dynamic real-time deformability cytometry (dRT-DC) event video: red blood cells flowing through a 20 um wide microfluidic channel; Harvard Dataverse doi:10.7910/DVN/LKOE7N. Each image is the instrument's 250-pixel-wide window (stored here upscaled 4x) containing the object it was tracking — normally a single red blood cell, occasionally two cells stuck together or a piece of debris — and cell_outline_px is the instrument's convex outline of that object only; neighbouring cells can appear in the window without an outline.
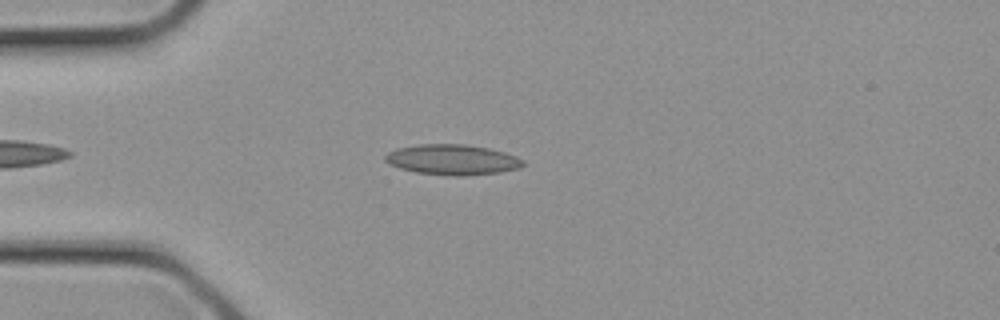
{"species": "common noctule bat (a hibernating species)", "species_latin": "Nyctalus noctula", "temperature_condition": "cold", "stored_images_in_passage": 17, "camera_frame_rate_fps": 3000, "um_per_image_px": 0.085, "animal": {"sex": "female", "body_mass_g": 21.9}, "frame": {"image": 1, "passage_image": 4, "time_ms": 1.0, "image_size_px": [1000, 320], "cell_outline_px": [[524, 164], [520, 168], [500, 172], [468, 176], [452, 176], [416, 172], [400, 168], [384, 160], [384, 156], [388, 152], [396, 148], [420, 144], [464, 144], [488, 148], [504, 152], [516, 156], [524, 160]], "centroid_in_image_um": [38.47, 13.57], "position_along_channel_um": 46.5, "area_um2": 24.45}}
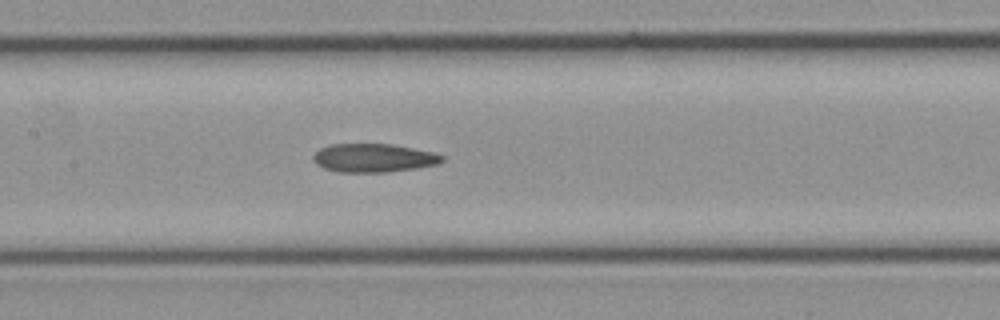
{"frame": {"image": 2, "passage_image": 10, "time_ms": 3.0, "image_size_px": [1000, 320], "cell_outline_px": [[444, 160], [440, 164], [416, 168], [384, 172], [340, 172], [324, 168], [316, 164], [312, 160], [312, 156], [320, 148], [328, 144], [392, 144], [436, 152], [444, 156]], "centroid_in_image_um": [31.78, 13.42], "position_along_channel_um": 175.6, "area_um2": 21.62}}
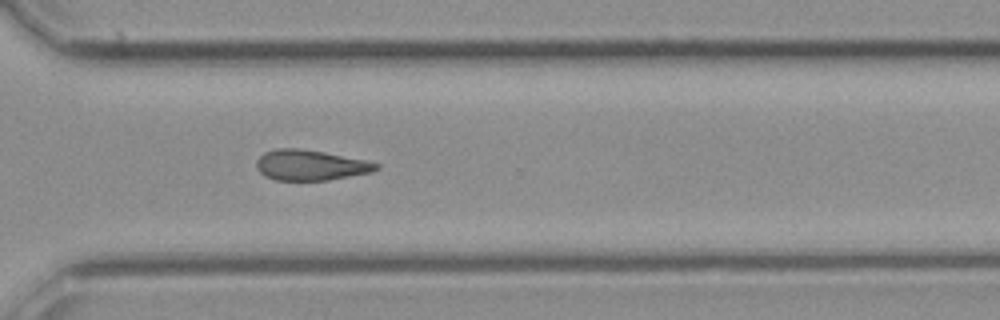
{"frame": {"image": 3, "passage_image": 17, "time_ms": 5.333, "image_size_px": [1000, 320], "cell_outline_px": [[380, 168], [372, 172], [328, 180], [276, 180], [264, 176], [256, 168], [256, 160], [264, 152], [276, 148], [300, 148], [324, 152], [364, 160], [380, 164]], "centroid_in_image_um": [26.36, 14.03], "position_along_channel_um": 344.2, "area_um2": 21.27}}